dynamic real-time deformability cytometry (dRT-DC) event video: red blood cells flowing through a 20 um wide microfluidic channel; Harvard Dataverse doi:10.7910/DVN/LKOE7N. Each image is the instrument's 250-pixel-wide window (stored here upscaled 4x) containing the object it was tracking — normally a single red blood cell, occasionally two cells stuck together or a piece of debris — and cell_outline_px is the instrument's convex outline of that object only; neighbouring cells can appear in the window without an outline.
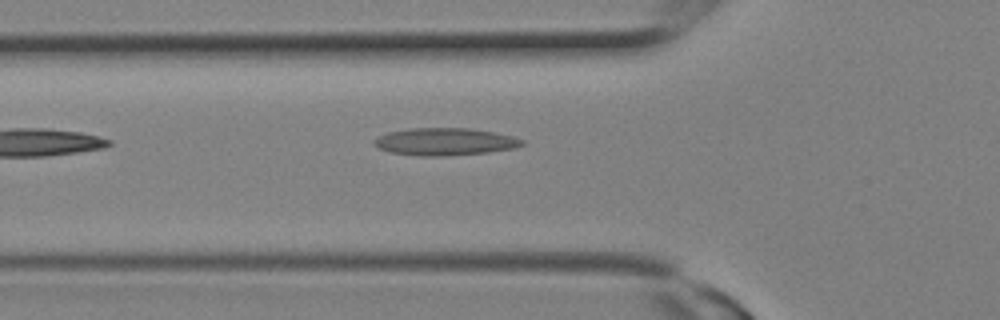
{"species": "Egyptian fruit bat (a non-hibernating species)", "species_latin": "Rousettus aegyptiacus", "temperature_condition": "room temperature", "stored_images_in_passage": 18, "camera_frame_rate_fps": 3000, "um_per_image_px": 0.085, "animal": {"sex": "female"}, "frame": {"image": 1, "passage_image": 2, "time_ms": 0.333, "image_size_px": [1000, 320], "cell_outline_px": [[524, 144], [516, 148], [488, 152], [448, 156], [420, 156], [388, 152], [376, 148], [372, 144], [372, 140], [388, 132], [412, 128], [472, 128], [512, 136], [524, 140]], "centroid_in_image_um": [37.78, 12.05], "position_along_channel_um": 88.0, "area_um2": 23.81}}
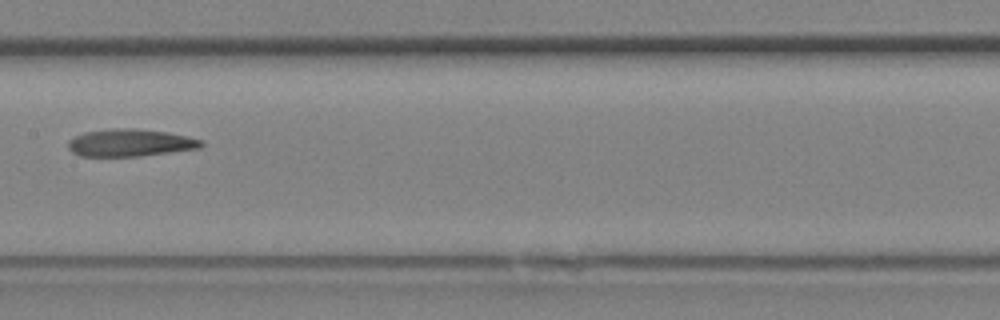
{"frame": {"image": 2, "passage_image": 6, "time_ms": 1.667, "image_size_px": [1000, 320], "cell_outline_px": [[204, 144], [200, 148], [140, 156], [80, 156], [72, 152], [68, 148], [68, 140], [84, 132], [112, 128], [136, 128], [168, 132], [188, 136], [204, 140]], "centroid_in_image_um": [11.08, 12.13], "position_along_channel_um": 196.3, "area_um2": 21.39}}
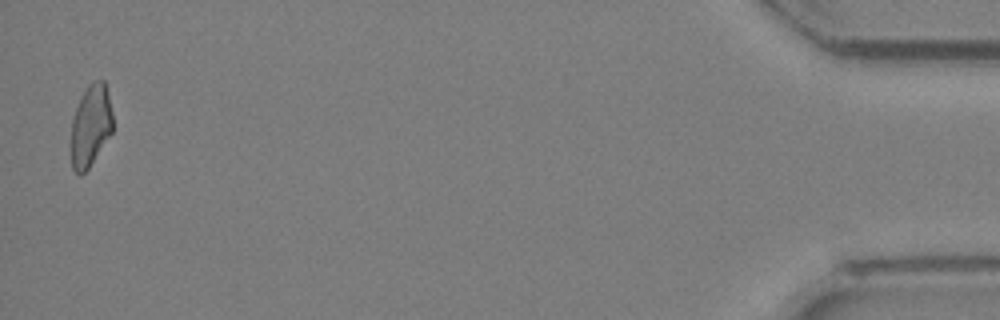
{"frame": {"image": 3, "passage_image": 18, "time_ms": 5.667, "image_size_px": [1000, 320], "cell_outline_px": [[112, 132], [88, 168], [80, 176], [72, 168], [72, 120], [80, 96], [88, 84], [92, 80], [104, 80], [112, 112]], "centroid_in_image_um": [7.7, 10.65], "position_along_channel_um": 427.5, "area_um2": 19.59}}